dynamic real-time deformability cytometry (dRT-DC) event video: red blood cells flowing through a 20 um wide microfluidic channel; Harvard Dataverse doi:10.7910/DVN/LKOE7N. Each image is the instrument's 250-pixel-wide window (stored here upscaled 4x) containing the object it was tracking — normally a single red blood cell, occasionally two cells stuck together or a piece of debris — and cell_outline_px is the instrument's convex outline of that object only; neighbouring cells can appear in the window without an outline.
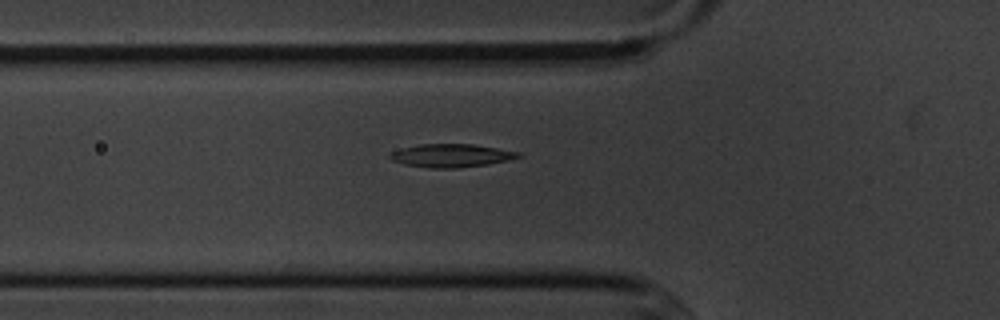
{"species": "common noctule bat (a hibernating species)", "species_latin": "Nyctalus noctula", "temperature_condition": "cold", "stored_images_in_passage": 7, "segment_of_instrument_passage": [2, 2], "camera_frame_rate_fps": 3000, "um_per_image_px": 0.085, "animal": {"sex": "male", "body_mass_g": 20.1, "forearm_length_mm": 53.5}, "frame": {"image": 1, "passage_image": 7, "time_ms": 7.667, "image_size_px": [1000, 320], "cell_outline_px": [[520, 156], [508, 160], [488, 164], [456, 168], [428, 168], [404, 164], [392, 160], [388, 156], [392, 152], [404, 148], [420, 144], [472, 144], [520, 152]], "centroid_in_image_um": [38.34, 13.23], "position_along_channel_um": 87.5, "area_um2": 17.11}}